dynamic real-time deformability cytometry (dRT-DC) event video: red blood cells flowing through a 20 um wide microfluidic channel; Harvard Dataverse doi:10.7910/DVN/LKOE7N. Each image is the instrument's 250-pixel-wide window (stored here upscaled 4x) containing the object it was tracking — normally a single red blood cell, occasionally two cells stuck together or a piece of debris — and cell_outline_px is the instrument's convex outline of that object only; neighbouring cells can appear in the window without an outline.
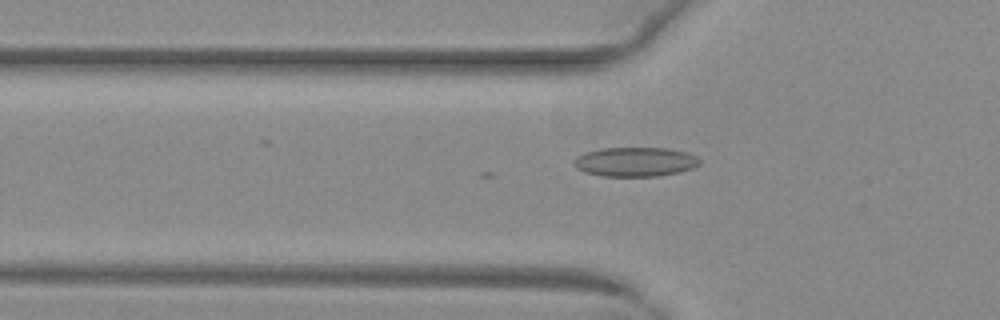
{"species": "common noctule bat (a hibernating species)", "species_latin": "Nyctalus noctula", "temperature_condition": "warm", "stored_images_in_passage": 53, "camera_frame_rate_fps": 3000, "um_per_image_px": 0.085, "animal": {"sex": "female", "body_mass_g": 29.2, "forearm_length_mm": 56.3}, "frame": {"image": 1, "passage_image": 19, "time_ms": 6.0, "image_size_px": [1000, 320], "cell_outline_px": [[700, 164], [692, 168], [680, 172], [656, 176], [604, 176], [584, 172], [576, 168], [572, 164], [572, 160], [576, 156], [584, 152], [600, 148], [668, 148], [688, 152], [696, 156], [700, 160]], "centroid_in_image_um": [53.96, 13.75], "position_along_channel_um": 71.8, "area_um2": 21.73}}
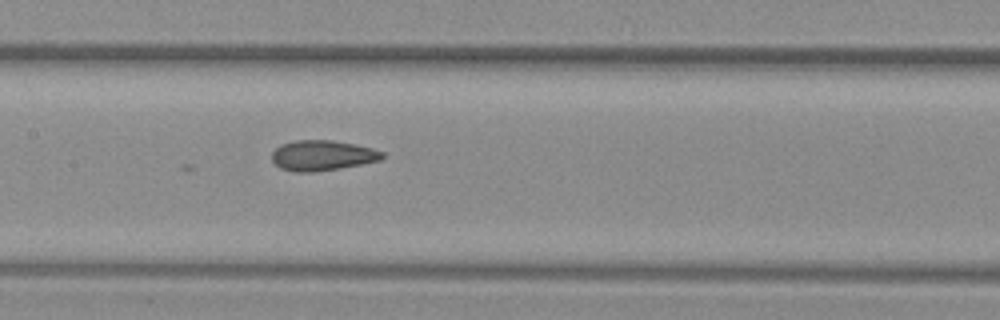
{"frame": {"image": 2, "passage_image": 27, "time_ms": 8.667, "image_size_px": [1000, 320], "cell_outline_px": [[384, 156], [380, 160], [340, 168], [312, 172], [296, 172], [280, 168], [272, 160], [272, 152], [280, 144], [296, 140], [332, 140], [372, 148], [384, 152]], "centroid_in_image_um": [27.37, 13.21], "position_along_channel_um": 180.0, "area_um2": 19.36}}
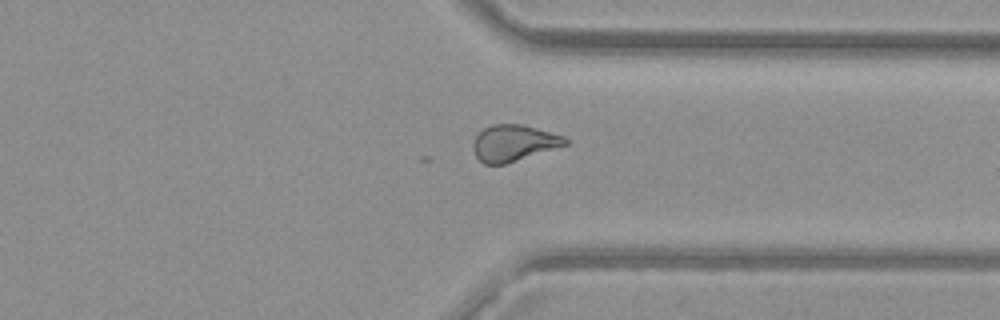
{"frame": {"image": 3, "passage_image": 41, "time_ms": 13.333, "image_size_px": [1000, 320], "cell_outline_px": [[568, 144], [504, 164], [484, 164], [476, 156], [472, 148], [472, 144], [476, 136], [484, 128], [492, 124], [520, 124], [536, 128], [564, 136], [568, 140]], "centroid_in_image_um": [43.64, 12.15], "position_along_channel_um": 367.8, "area_um2": 19.25}}